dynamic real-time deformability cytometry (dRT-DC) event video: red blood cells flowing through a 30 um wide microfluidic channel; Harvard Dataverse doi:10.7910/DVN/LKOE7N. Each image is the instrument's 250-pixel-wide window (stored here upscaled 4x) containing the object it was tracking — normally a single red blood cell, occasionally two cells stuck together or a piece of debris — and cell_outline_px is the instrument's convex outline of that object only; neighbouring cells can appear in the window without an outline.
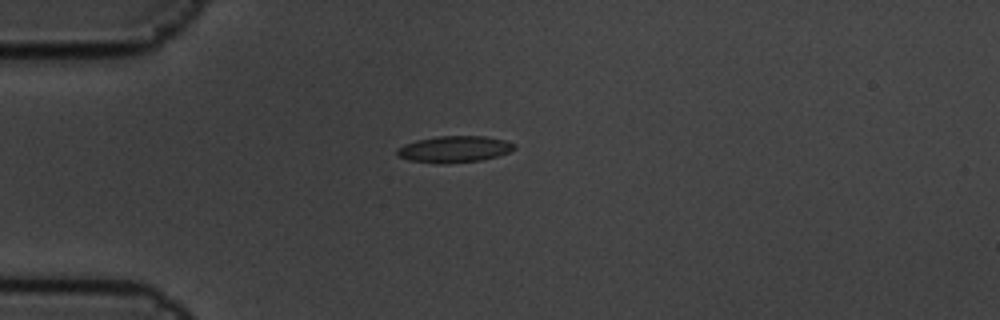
{"species": "common noctule bat (a hibernating species)", "species_latin": "Nyctalus noctula", "temperature_condition": "cold", "stored_images_in_passage": 4, "camera_frame_rate_fps": 3000, "um_per_image_px": 0.085, "animal": {"sex": "male", "body_mass_g": 19.5, "forearm_length_mm": 54.6}, "frame": {"image": 1, "passage_image": 1, "time_ms": 0.0, "image_size_px": [1000, 320], "cell_outline_px": [[516, 148], [508, 152], [496, 156], [480, 160], [444, 164], [440, 164], [408, 160], [396, 156], [396, 148], [404, 144], [416, 140], [436, 136], [484, 136], [504, 140], [516, 144]], "centroid_in_image_um": [38.56, 12.68], "position_along_channel_um": 46.4, "area_um2": 18.21}}
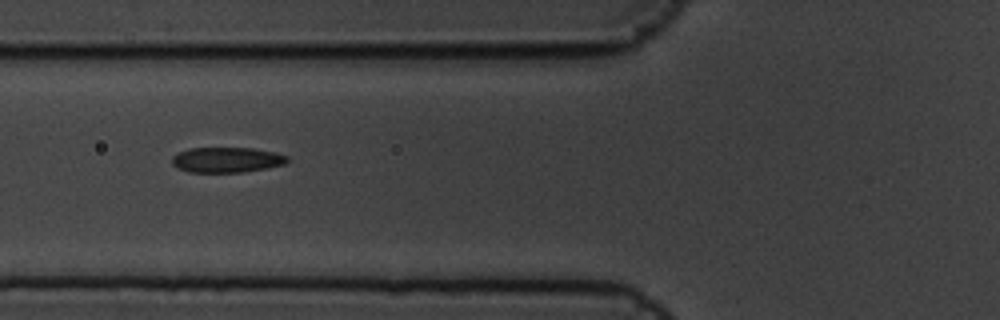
{"frame": {"image": 2, "passage_image": 3, "time_ms": 0.667, "image_size_px": [1000, 320], "cell_outline_px": [[288, 160], [284, 164], [268, 168], [244, 172], [188, 172], [176, 168], [172, 164], [172, 156], [188, 148], [252, 148], [276, 152], [288, 156]], "centroid_in_image_um": [19.27, 13.59], "position_along_channel_um": 106.5, "area_um2": 17.11}}
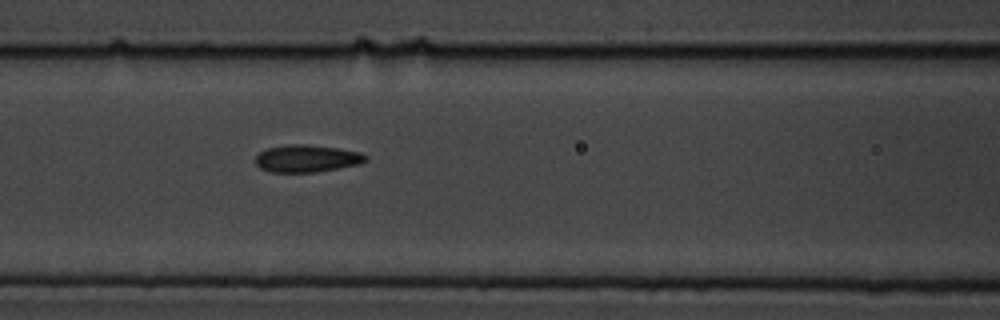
{"frame": {"image": 3, "passage_image": 4, "time_ms": 1.0, "image_size_px": [1000, 320], "cell_outline_px": [[368, 160], [360, 164], [316, 172], [272, 172], [260, 168], [256, 164], [256, 156], [260, 152], [268, 148], [288, 144], [308, 144], [336, 148], [360, 152], [368, 156]], "centroid_in_image_um": [26.1, 13.47], "position_along_channel_um": 140.5, "area_um2": 17.51}}